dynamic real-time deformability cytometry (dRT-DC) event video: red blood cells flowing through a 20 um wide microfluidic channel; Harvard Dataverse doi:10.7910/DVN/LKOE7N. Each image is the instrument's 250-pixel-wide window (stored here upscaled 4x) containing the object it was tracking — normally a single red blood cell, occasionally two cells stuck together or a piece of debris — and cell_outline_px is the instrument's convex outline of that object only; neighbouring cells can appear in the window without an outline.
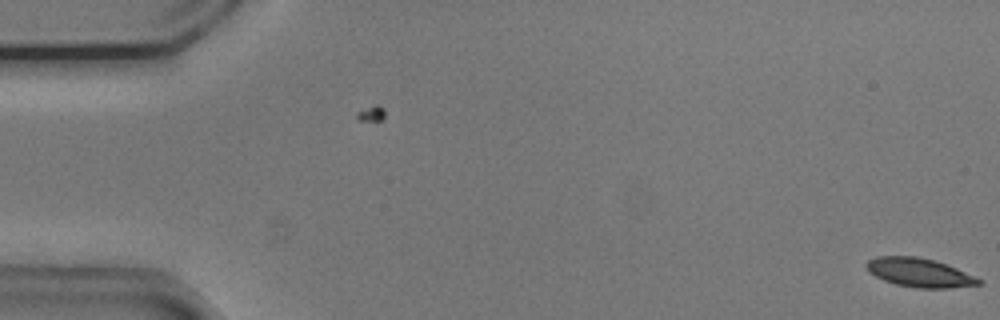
{"species": "common noctule bat (a hibernating species)", "species_latin": "Nyctalus noctula", "temperature_condition": "cold", "stored_images_in_passage": 3, "camera_frame_rate_fps": 3000, "um_per_image_px": 0.085, "animal": {"sex": "male", "body_mass_g": 20.5, "forearm_length_mm": 52.5}, "frame": {"image": 1, "passage_image": 3, "time_ms": 0.667, "image_size_px": [1000, 320], "cell_outline_px": [[984, 284], [948, 288], [916, 288], [896, 284], [884, 280], [868, 272], [864, 264], [868, 260], [876, 256], [916, 256], [932, 260], [956, 268], [984, 280]], "centroid_in_image_um": [78.15, 23.18], "position_along_channel_um": 6.9, "area_um2": 18.9}}